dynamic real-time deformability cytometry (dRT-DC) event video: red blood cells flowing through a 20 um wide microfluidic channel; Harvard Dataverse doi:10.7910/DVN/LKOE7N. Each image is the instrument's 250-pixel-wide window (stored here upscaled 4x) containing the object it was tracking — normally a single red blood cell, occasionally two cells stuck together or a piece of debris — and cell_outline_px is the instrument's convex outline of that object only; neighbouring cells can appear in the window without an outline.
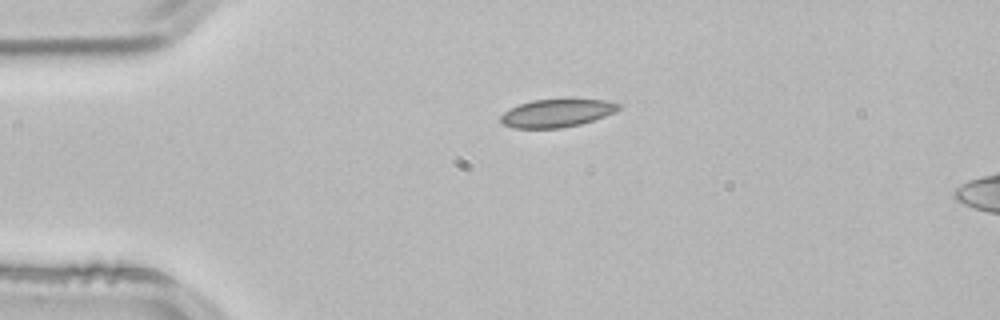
{"species": "common noctule bat (a hibernating species)", "species_latin": "Nyctalus noctula", "temperature_condition": "room temperature", "stored_images_in_passage": 2, "camera_frame_rate_fps": 3000, "um_per_image_px": 0.085, "animal": {"sex": "male", "body_mass_g": 21.5, "forearm_length_mm": 52.0}, "frame": {"image": 1, "passage_image": 1, "time_ms": 0.0, "image_size_px": [1000, 320], "cell_outline_px": [[624, 104], [616, 112], [580, 124], [560, 128], [516, 128], [504, 124], [500, 120], [500, 116], [504, 112], [520, 104], [532, 100], [604, 100]], "centroid_in_image_um": [47.36, 9.62], "position_along_channel_um": 37.6, "area_um2": 18.9}}
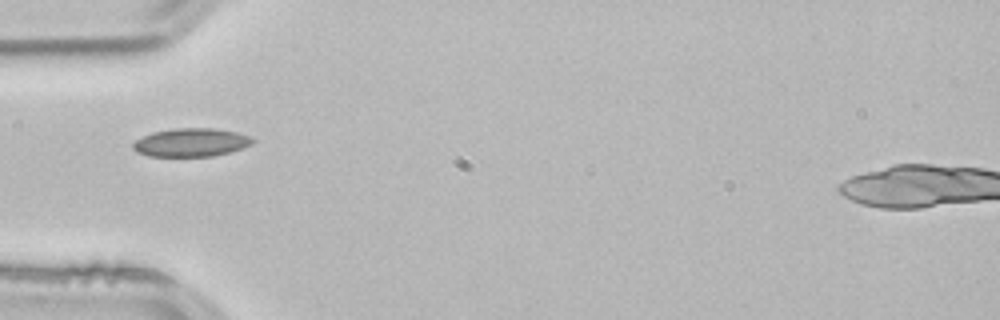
{"frame": {"image": 2, "passage_image": 2, "time_ms": 0.333, "image_size_px": [1000, 320], "cell_outline_px": [[256, 140], [252, 144], [244, 148], [212, 156], [148, 156], [136, 152], [132, 148], [132, 144], [136, 140], [152, 132], [172, 128], [216, 128], [236, 132], [252, 136]], "centroid_in_image_um": [16.26, 12.1], "position_along_channel_um": 68.7, "area_um2": 19.94}}